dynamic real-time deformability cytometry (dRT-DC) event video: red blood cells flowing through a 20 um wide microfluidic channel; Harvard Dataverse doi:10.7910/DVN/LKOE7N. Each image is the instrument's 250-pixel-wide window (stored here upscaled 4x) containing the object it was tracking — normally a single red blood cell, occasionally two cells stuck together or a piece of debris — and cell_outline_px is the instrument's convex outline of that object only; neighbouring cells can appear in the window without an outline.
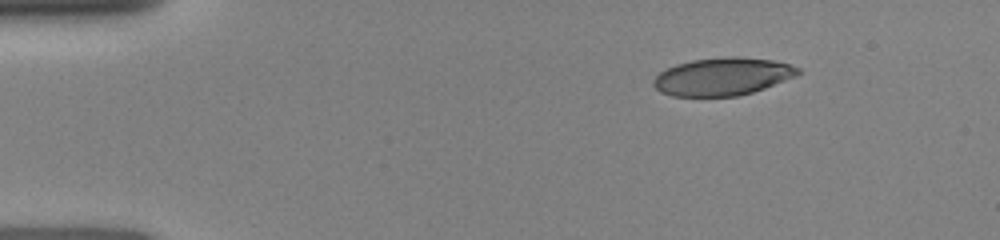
{"species": "human", "species_latin": "Homo sapiens", "temperature_condition": "room temperature", "stored_images_in_passage": 20, "camera_frame_rate_fps": 3000, "um_per_image_px": 0.085, "donor": {"sex": "female"}, "frame": {"image": 1, "passage_image": 1, "time_ms": 0.0, "image_size_px": [1000, 240], "cell_outline_px": [[804, 72], [796, 76], [764, 88], [752, 92], [736, 96], [672, 96], [660, 92], [652, 84], [652, 80], [660, 72], [676, 64], [692, 60], [728, 56], [740, 56], [772, 60], [788, 64], [800, 68]], "centroid_in_image_um": [61.42, 6.5], "position_along_channel_um": 23.6, "area_um2": 31.85}}
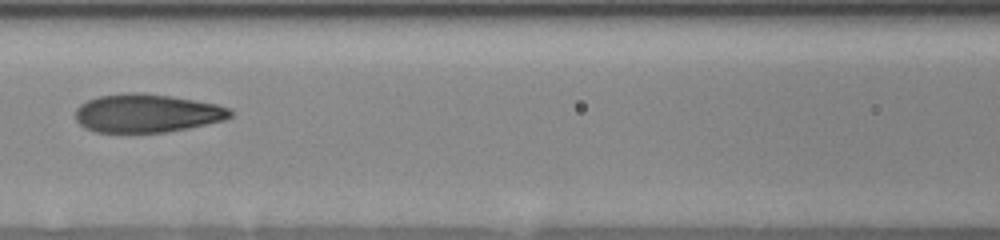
{"frame": {"image": 2, "passage_image": 10, "time_ms": 5.0, "image_size_px": [1000, 240], "cell_outline_px": [[232, 116], [224, 120], [188, 128], [164, 132], [96, 132], [84, 128], [76, 120], [76, 108], [80, 104], [88, 100], [100, 96], [124, 92], [140, 92], [172, 96], [216, 104], [228, 108], [232, 112]], "centroid_in_image_um": [12.46, 9.62], "position_along_channel_um": 154.1, "area_um2": 34.62}}
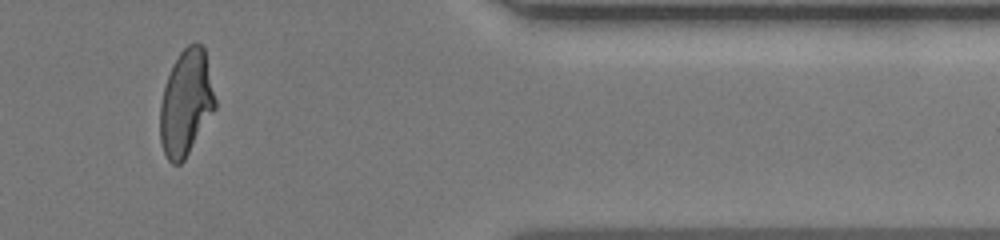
{"frame": {"image": 3, "passage_image": 17, "time_ms": 11.333, "image_size_px": [1000, 240], "cell_outline_px": [[216, 108], [184, 160], [180, 164], [172, 164], [168, 160], [164, 152], [160, 140], [160, 104], [164, 88], [168, 76], [180, 52], [188, 44], [200, 44], [204, 48], [216, 100]], "centroid_in_image_um": [15.81, 8.77], "position_along_channel_um": 395.6, "area_um2": 33.52}}